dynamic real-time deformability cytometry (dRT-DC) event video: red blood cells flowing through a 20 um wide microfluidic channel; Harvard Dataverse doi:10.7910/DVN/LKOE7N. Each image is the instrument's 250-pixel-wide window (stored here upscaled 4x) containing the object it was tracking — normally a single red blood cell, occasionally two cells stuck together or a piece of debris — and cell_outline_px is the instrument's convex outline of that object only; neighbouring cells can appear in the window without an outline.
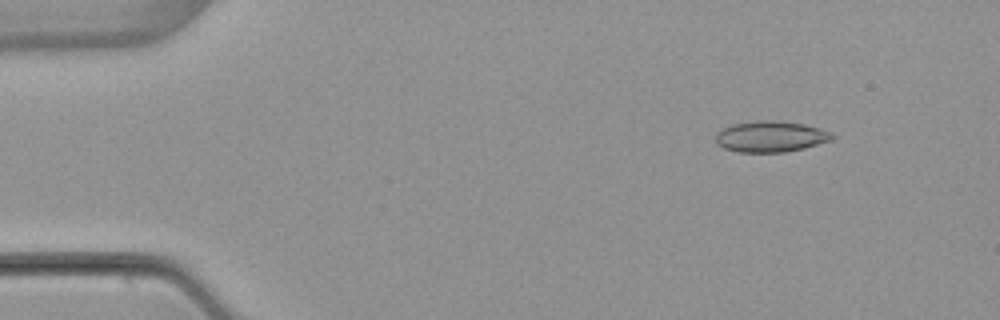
{"species": "common noctule bat (a hibernating species)", "species_latin": "Nyctalus noctula", "temperature_condition": "warm", "stored_images_in_passage": 4, "camera_frame_rate_fps": 3000, "um_per_image_px": 0.085, "animal": {"sex": "female", "body_mass_g": 22.7, "forearm_length_mm": 54.2}, "frame": {"image": 1, "passage_image": 2, "time_ms": 1.333, "image_size_px": [1000, 320], "cell_outline_px": [[836, 136], [832, 140], [804, 148], [784, 152], [740, 152], [724, 148], [716, 140], [716, 132], [732, 124], [756, 120], [776, 120], [804, 124], [820, 128], [832, 132]], "centroid_in_image_um": [65.55, 11.59], "position_along_channel_um": 19.5, "area_um2": 21.1}}